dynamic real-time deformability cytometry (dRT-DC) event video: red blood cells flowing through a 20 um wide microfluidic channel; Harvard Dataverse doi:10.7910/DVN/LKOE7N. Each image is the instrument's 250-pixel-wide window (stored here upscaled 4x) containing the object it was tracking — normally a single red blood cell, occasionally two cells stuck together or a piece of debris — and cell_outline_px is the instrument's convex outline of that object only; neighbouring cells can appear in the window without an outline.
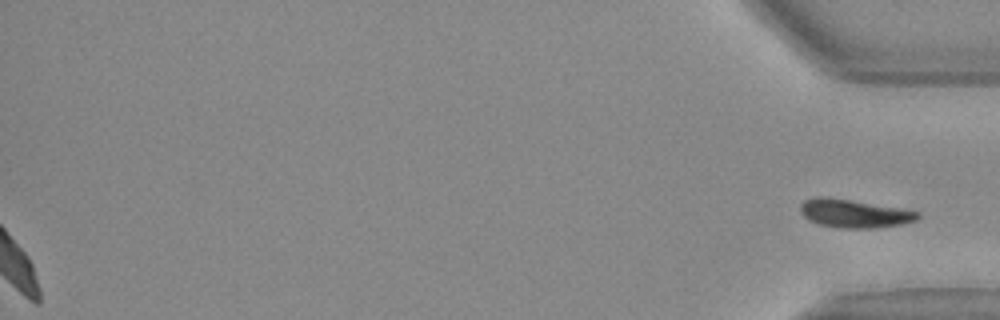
{"species": "Egyptian fruit bat (a non-hibernating species)", "species_latin": "Rousettus aegyptiacus", "temperature_condition": "warm", "stored_images_in_passage": 40, "segment_of_instrument_passage": [2, 2], "camera_frame_rate_fps": 3000, "um_per_image_px": 0.085, "animal": {"sex": "female"}, "frame": {"image": 1, "passage_image": 40, "time_ms": 13.0, "image_size_px": [1000, 320], "cell_outline_px": [[920, 216], [916, 220], [904, 224], [872, 228], [840, 228], [816, 224], [808, 220], [800, 212], [800, 204], [804, 200], [816, 196], [828, 196], [904, 208], [920, 212]], "centroid_in_image_um": [72.6, 18.13], "position_along_channel_um": 362.6, "area_um2": 19.83}}